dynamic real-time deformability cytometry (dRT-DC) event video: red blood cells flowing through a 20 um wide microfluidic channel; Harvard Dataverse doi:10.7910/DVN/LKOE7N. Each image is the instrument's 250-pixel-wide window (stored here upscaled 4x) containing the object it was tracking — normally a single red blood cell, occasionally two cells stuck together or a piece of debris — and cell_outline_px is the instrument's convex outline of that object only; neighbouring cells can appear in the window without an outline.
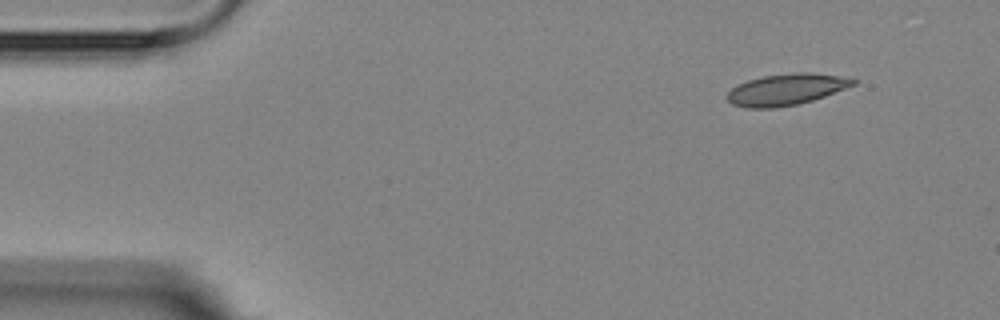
{"species": "Egyptian fruit bat (a non-hibernating species)", "species_latin": "Rousettus aegyptiacus", "temperature_condition": "room temperature", "stored_images_in_passage": 5, "camera_frame_rate_fps": 3000, "um_per_image_px": 0.085, "animal": {"sex": "female"}, "frame": {"image": 1, "passage_image": 1, "time_ms": 0.0, "image_size_px": [1000, 320], "cell_outline_px": [[856, 84], [824, 96], [812, 100], [796, 104], [772, 108], [744, 108], [732, 104], [724, 96], [736, 84], [748, 80], [764, 76], [792, 72], [812, 72], [852, 76], [856, 80]], "centroid_in_image_um": [66.85, 7.58], "position_along_channel_um": 18.2, "area_um2": 23.35}}
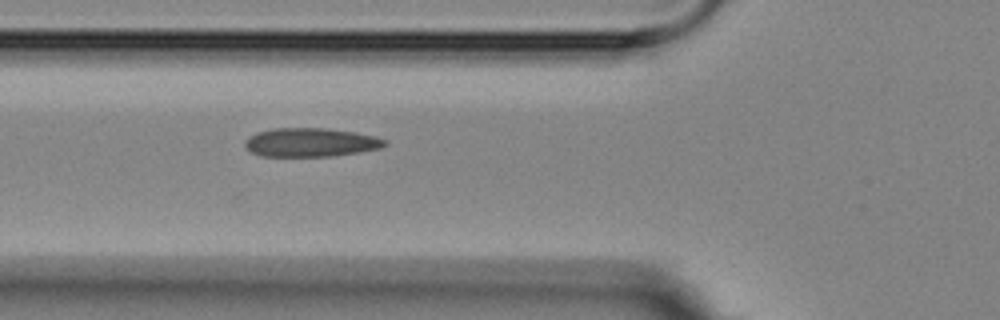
{"frame": {"image": 2, "passage_image": 5, "time_ms": 4.667, "image_size_px": [1000, 320], "cell_outline_px": [[388, 144], [380, 148], [360, 152], [332, 156], [260, 156], [252, 152], [244, 144], [244, 140], [248, 136], [256, 132], [272, 128], [328, 128], [356, 132], [376, 136], [388, 140]], "centroid_in_image_um": [26.42, 12.09], "position_along_channel_um": 99.4, "area_um2": 23.7}}